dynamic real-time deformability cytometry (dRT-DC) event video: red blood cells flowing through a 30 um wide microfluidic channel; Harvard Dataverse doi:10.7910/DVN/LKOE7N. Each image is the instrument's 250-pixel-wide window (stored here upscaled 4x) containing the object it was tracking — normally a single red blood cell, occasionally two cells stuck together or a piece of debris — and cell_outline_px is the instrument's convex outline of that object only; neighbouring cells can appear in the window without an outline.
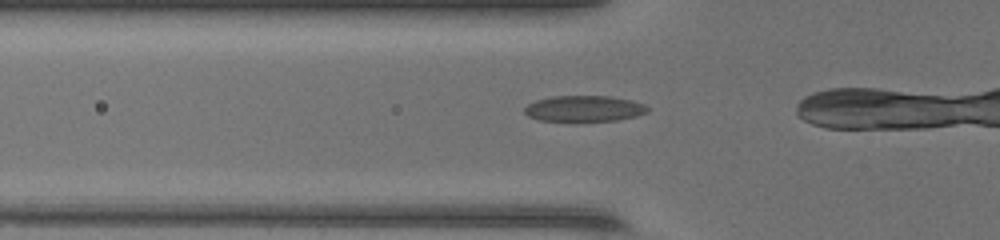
{"species": "common noctule bat (a hibernating species)", "species_latin": "Nyctalus noctula", "temperature_condition": "warm", "stored_images_in_passage": 12, "camera_frame_rate_fps": 3000, "um_per_image_px": 0.085, "animal": {"sex": "female", "body_mass_g": 17.0, "forearm_length_mm": 48.0}, "frame": {"image": 1, "passage_image": 4, "time_ms": 1.0, "image_size_px": [1000, 240], "cell_outline_px": [[652, 108], [648, 112], [636, 116], [616, 120], [572, 124], [540, 120], [528, 116], [524, 112], [524, 108], [528, 104], [536, 100], [552, 96], [608, 96], [632, 100], [644, 104]], "centroid_in_image_um": [49.65, 9.27], "position_along_channel_um": 76.2, "area_um2": 19.54}}
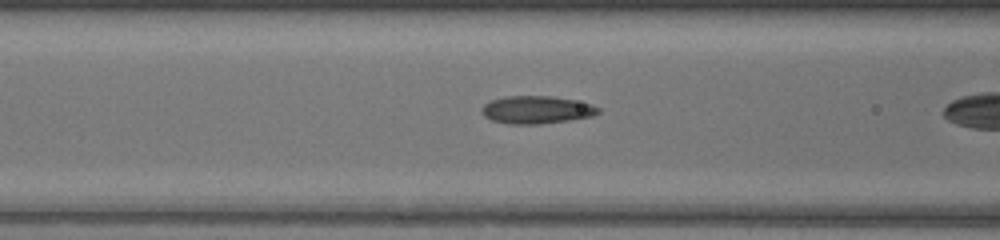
{"frame": {"image": 2, "passage_image": 7, "time_ms": 2.0, "image_size_px": [1000, 240], "cell_outline_px": [[600, 112], [592, 116], [568, 120], [540, 124], [508, 124], [492, 120], [484, 116], [484, 104], [492, 100], [504, 96], [548, 96], [572, 100], [592, 104], [600, 108]], "centroid_in_image_um": [45.62, 9.33], "position_along_channel_um": 121.0, "area_um2": 18.55}}
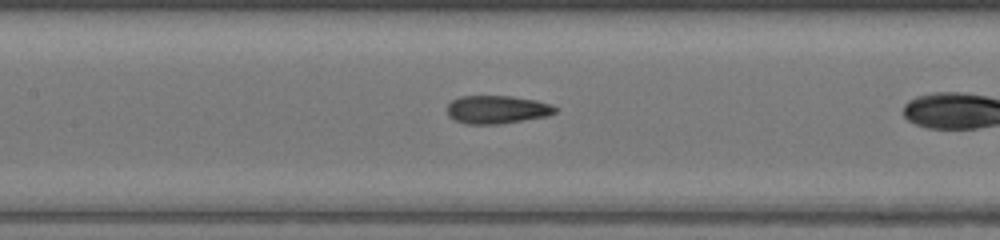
{"frame": {"image": 3, "passage_image": 10, "time_ms": 3.0, "image_size_px": [1000, 240], "cell_outline_px": [[560, 108], [556, 112], [548, 116], [500, 124], [468, 124], [452, 120], [448, 116], [448, 104], [452, 100], [460, 96], [512, 96], [536, 100], [552, 104]], "centroid_in_image_um": [42.27, 9.31], "position_along_channel_um": 165.1, "area_um2": 17.98}}